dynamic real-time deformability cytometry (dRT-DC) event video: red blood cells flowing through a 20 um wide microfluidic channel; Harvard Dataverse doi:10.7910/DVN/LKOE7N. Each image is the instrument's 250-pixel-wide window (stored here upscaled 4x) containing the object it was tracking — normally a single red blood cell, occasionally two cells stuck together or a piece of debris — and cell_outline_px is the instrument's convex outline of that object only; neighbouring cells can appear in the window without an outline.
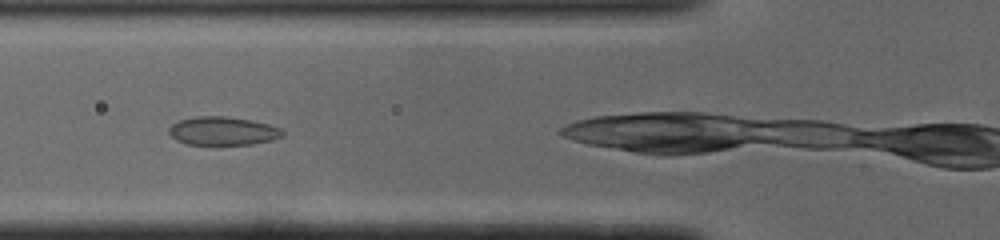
{"species": "common noctule bat (a hibernating species)", "species_latin": "Nyctalus noctula", "temperature_condition": "cold", "stored_images_in_passage": 27, "camera_frame_rate_fps": 3000, "um_per_image_px": 0.085, "animal": {"sex": "male", "body_mass_g": 19.0, "forearm_length_mm": 50.8}, "frame": {"image": 1, "passage_image": 5, "time_ms": 1.333, "image_size_px": [1000, 240], "cell_outline_px": [[284, 136], [272, 140], [252, 144], [216, 148], [212, 148], [188, 144], [176, 140], [168, 132], [168, 128], [172, 124], [180, 120], [196, 116], [224, 116], [252, 120], [268, 124], [280, 128], [284, 132]], "centroid_in_image_um": [18.93, 11.19], "position_along_channel_um": 106.9, "area_um2": 19.77}}
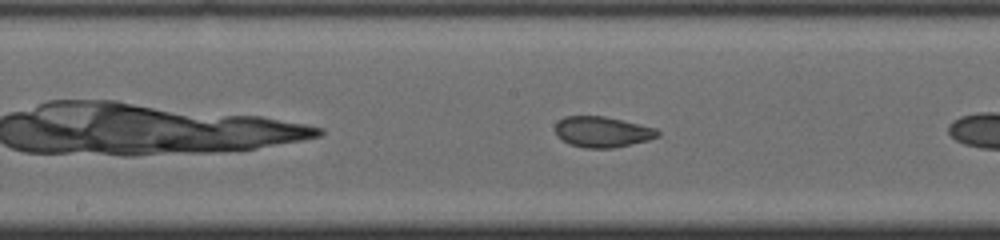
{"frame": {"image": 2, "passage_image": 12, "time_ms": 3.667, "image_size_px": [1000, 240], "cell_outline_px": [[660, 136], [648, 140], [632, 144], [612, 148], [584, 148], [568, 144], [556, 136], [556, 124], [564, 116], [604, 116], [656, 128], [660, 132]], "centroid_in_image_um": [51.19, 11.22], "position_along_channel_um": 197.0, "area_um2": 18.38}}
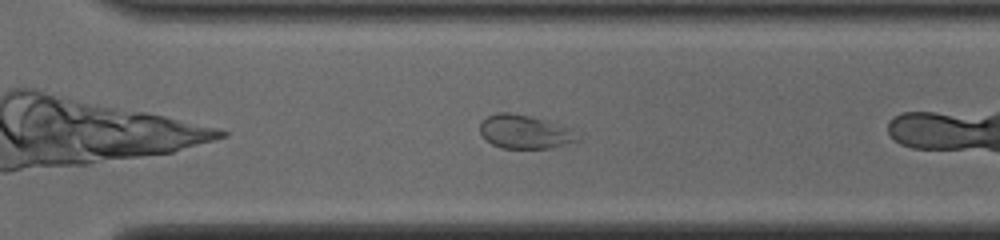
{"frame": {"image": 3, "passage_image": 22, "time_ms": 7.0, "image_size_px": [1000, 240], "cell_outline_px": [[580, 140], [548, 148], [500, 148], [492, 144], [480, 132], [480, 124], [488, 116], [496, 112], [512, 112], [532, 116], [572, 128]], "centroid_in_image_um": [44.61, 11.19], "position_along_channel_um": 326.0, "area_um2": 19.07}}